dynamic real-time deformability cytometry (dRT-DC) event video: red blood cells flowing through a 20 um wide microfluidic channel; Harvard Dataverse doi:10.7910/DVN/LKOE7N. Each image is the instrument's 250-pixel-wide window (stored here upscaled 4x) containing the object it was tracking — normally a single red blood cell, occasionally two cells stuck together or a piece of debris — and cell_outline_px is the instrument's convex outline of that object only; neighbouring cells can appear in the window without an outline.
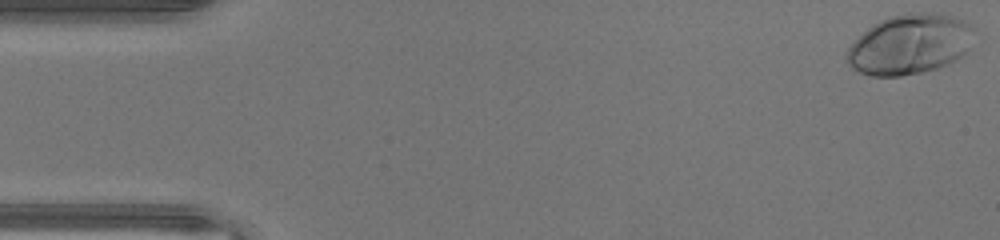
{"species": "human", "species_latin": "Homo sapiens", "temperature_condition": "warm", "stored_images_in_passage": 46, "camera_frame_rate_fps": 3000, "um_per_image_px": 0.085, "donor": {"sex": "male"}, "frame": {"image": 1, "passage_image": 1, "time_ms": 0.0, "image_size_px": [1000, 240], "cell_outline_px": [[976, 32], [968, 48], [956, 60], [948, 64], [936, 68], [920, 72], [900, 76], [872, 76], [860, 72], [852, 68], [848, 64], [844, 52], [872, 24], [888, 16], [908, 12], [932, 12], [952, 16], [964, 20], [972, 24], [976, 28]], "centroid_in_image_um": [77.34, 3.74], "position_along_channel_um": 7.7, "area_um2": 44.8}}
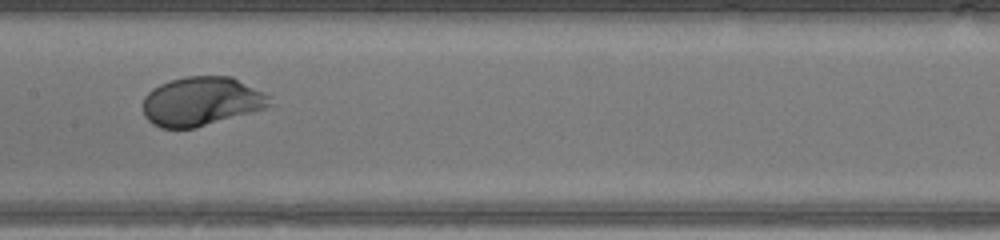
{"frame": {"image": 2, "passage_image": 23, "time_ms": 7.333, "image_size_px": [1000, 240], "cell_outline_px": [[272, 104], [268, 108], [196, 128], [160, 128], [152, 124], [144, 116], [144, 96], [152, 88], [168, 80], [184, 76], [232, 76], [264, 92], [268, 96]], "centroid_in_image_um": [17.12, 8.61], "position_along_channel_um": 190.3, "area_um2": 36.53}}
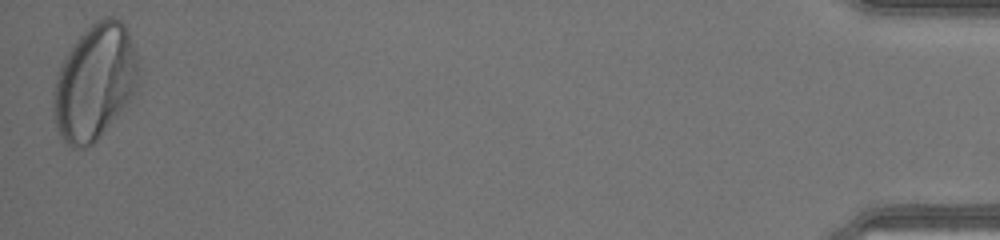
{"frame": {"image": 3, "passage_image": 46, "time_ms": 15.0, "image_size_px": [1000, 240], "cell_outline_px": [[140, 76], [136, 92], [100, 136], [92, 144], [84, 148], [72, 148], [60, 136], [56, 128], [52, 108], [52, 100], [56, 76], [60, 64], [72, 44], [96, 20], [104, 16], [112, 16], [120, 20], [124, 24], [128, 32], [136, 56], [140, 72]], "centroid_in_image_um": [8.04, 6.98], "position_along_channel_um": 427.2, "area_um2": 57.34}, "authors_computed_cell_mechanics": {"area_um2": 37.57, "velocity_mm_per_s": 4.4531, "shape_relaxation_time_tau1_ms": 2.2941, "shape_relaxation_time_tau2_ms": null, "deformation_change_tau1": 0.2042, "deformation_change_tau2": null}}